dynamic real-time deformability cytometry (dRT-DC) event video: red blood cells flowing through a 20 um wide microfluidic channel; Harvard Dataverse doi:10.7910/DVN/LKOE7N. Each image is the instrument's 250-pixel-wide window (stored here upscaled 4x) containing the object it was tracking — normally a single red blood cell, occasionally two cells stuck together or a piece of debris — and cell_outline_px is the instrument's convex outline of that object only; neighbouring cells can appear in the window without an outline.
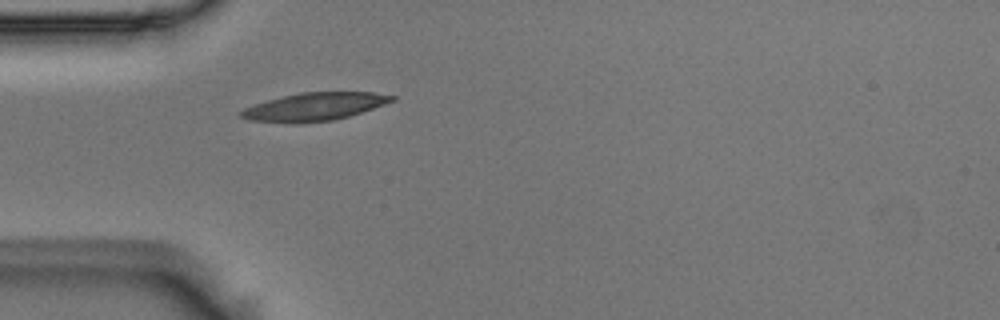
{"species": "Egyptian fruit bat (a non-hibernating species)", "species_latin": "Rousettus aegyptiacus", "temperature_condition": "room temperature", "stored_images_in_passage": 4, "camera_frame_rate_fps": 3000, "um_per_image_px": 0.085, "animal": {"sex": "male"}, "frame": {"image": 1, "passage_image": 4, "time_ms": 1.0, "image_size_px": [1000, 320], "cell_outline_px": [[396, 100], [348, 116], [332, 120], [248, 120], [240, 116], [236, 112], [244, 108], [268, 100], [300, 92], [372, 92], [396, 96]], "centroid_in_image_um": [26.78, 9.01], "position_along_channel_um": 58.2, "area_um2": 23.29}}